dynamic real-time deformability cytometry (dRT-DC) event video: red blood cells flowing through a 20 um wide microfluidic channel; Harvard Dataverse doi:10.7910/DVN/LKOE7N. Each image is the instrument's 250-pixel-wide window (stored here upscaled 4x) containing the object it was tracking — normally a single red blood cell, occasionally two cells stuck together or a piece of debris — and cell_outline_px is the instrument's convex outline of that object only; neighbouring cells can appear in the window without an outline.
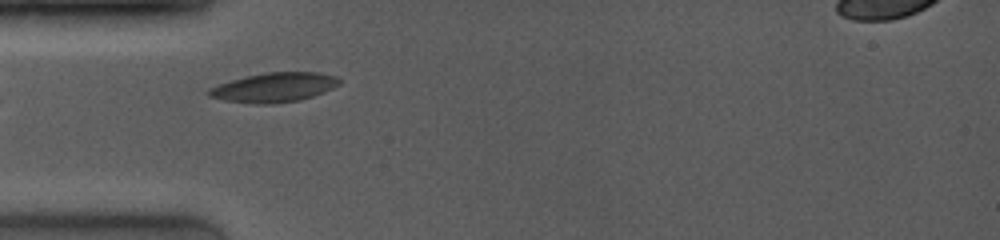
{"species": "common noctule bat (a hibernating species)", "species_latin": "Nyctalus noctula", "temperature_condition": "room temperature", "stored_images_in_passage": 3, "camera_frame_rate_fps": 4000, "um_per_image_px": 0.085, "animal": {"sex": "female", "body_mass_g": 19.0, "forearm_length_mm": 53.3}, "frame": {"image": 1, "passage_image": 2, "time_ms": 1.0, "image_size_px": [1000, 240], "cell_outline_px": [[340, 84], [324, 92], [300, 100], [272, 104], [252, 104], [224, 100], [208, 96], [204, 92], [208, 88], [244, 76], [264, 72], [320, 72], [336, 76], [340, 80]], "centroid_in_image_um": [23.27, 7.43], "position_along_channel_um": 61.7, "area_um2": 22.6}}